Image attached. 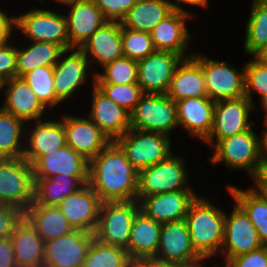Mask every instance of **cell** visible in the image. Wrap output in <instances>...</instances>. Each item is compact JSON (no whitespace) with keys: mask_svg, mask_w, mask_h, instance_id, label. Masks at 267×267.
<instances>
[{"mask_svg":"<svg viewBox=\"0 0 267 267\" xmlns=\"http://www.w3.org/2000/svg\"><path fill=\"white\" fill-rule=\"evenodd\" d=\"M175 103L178 126H182L193 137L205 141L213 128L215 101L209 97H191Z\"/></svg>","mask_w":267,"mask_h":267,"instance_id":"cell-23","label":"cell"},{"mask_svg":"<svg viewBox=\"0 0 267 267\" xmlns=\"http://www.w3.org/2000/svg\"><path fill=\"white\" fill-rule=\"evenodd\" d=\"M264 126H265V129L263 130L262 136H263L265 144L267 145V115L264 117Z\"/></svg>","mask_w":267,"mask_h":267,"instance_id":"cell-53","label":"cell"},{"mask_svg":"<svg viewBox=\"0 0 267 267\" xmlns=\"http://www.w3.org/2000/svg\"><path fill=\"white\" fill-rule=\"evenodd\" d=\"M66 144L87 161L95 158L111 140L88 117L64 116Z\"/></svg>","mask_w":267,"mask_h":267,"instance_id":"cell-18","label":"cell"},{"mask_svg":"<svg viewBox=\"0 0 267 267\" xmlns=\"http://www.w3.org/2000/svg\"><path fill=\"white\" fill-rule=\"evenodd\" d=\"M154 258L185 267H202L204 261L192 246L185 220L162 224L159 247Z\"/></svg>","mask_w":267,"mask_h":267,"instance_id":"cell-11","label":"cell"},{"mask_svg":"<svg viewBox=\"0 0 267 267\" xmlns=\"http://www.w3.org/2000/svg\"><path fill=\"white\" fill-rule=\"evenodd\" d=\"M109 99L114 101L118 106L133 112L136 104L144 94L138 83L131 84H95Z\"/></svg>","mask_w":267,"mask_h":267,"instance_id":"cell-42","label":"cell"},{"mask_svg":"<svg viewBox=\"0 0 267 267\" xmlns=\"http://www.w3.org/2000/svg\"><path fill=\"white\" fill-rule=\"evenodd\" d=\"M261 104H262V107H263V109H264V111H265V115H264V116H266V115H267V97L264 98V99L261 101Z\"/></svg>","mask_w":267,"mask_h":267,"instance_id":"cell-56","label":"cell"},{"mask_svg":"<svg viewBox=\"0 0 267 267\" xmlns=\"http://www.w3.org/2000/svg\"><path fill=\"white\" fill-rule=\"evenodd\" d=\"M34 198L32 165L23 157L0 161V204L14 206L23 212Z\"/></svg>","mask_w":267,"mask_h":267,"instance_id":"cell-4","label":"cell"},{"mask_svg":"<svg viewBox=\"0 0 267 267\" xmlns=\"http://www.w3.org/2000/svg\"><path fill=\"white\" fill-rule=\"evenodd\" d=\"M225 267H267V245L230 259ZM223 266V267H224ZM218 267V266H217Z\"/></svg>","mask_w":267,"mask_h":267,"instance_id":"cell-46","label":"cell"},{"mask_svg":"<svg viewBox=\"0 0 267 267\" xmlns=\"http://www.w3.org/2000/svg\"><path fill=\"white\" fill-rule=\"evenodd\" d=\"M204 72L208 97L212 101L237 99L245 96V66L243 72L227 62L208 59L198 54L192 56Z\"/></svg>","mask_w":267,"mask_h":267,"instance_id":"cell-10","label":"cell"},{"mask_svg":"<svg viewBox=\"0 0 267 267\" xmlns=\"http://www.w3.org/2000/svg\"><path fill=\"white\" fill-rule=\"evenodd\" d=\"M24 217L36 229L44 242L69 234L74 228L58 206L30 204Z\"/></svg>","mask_w":267,"mask_h":267,"instance_id":"cell-33","label":"cell"},{"mask_svg":"<svg viewBox=\"0 0 267 267\" xmlns=\"http://www.w3.org/2000/svg\"><path fill=\"white\" fill-rule=\"evenodd\" d=\"M131 128L170 136L177 122L176 103L162 94H143L130 114Z\"/></svg>","mask_w":267,"mask_h":267,"instance_id":"cell-8","label":"cell"},{"mask_svg":"<svg viewBox=\"0 0 267 267\" xmlns=\"http://www.w3.org/2000/svg\"><path fill=\"white\" fill-rule=\"evenodd\" d=\"M4 80L2 79V78H0V89H2L3 88V86H4Z\"/></svg>","mask_w":267,"mask_h":267,"instance_id":"cell-58","label":"cell"},{"mask_svg":"<svg viewBox=\"0 0 267 267\" xmlns=\"http://www.w3.org/2000/svg\"><path fill=\"white\" fill-rule=\"evenodd\" d=\"M167 95L174 101L208 97L201 65L193 58H185L177 65Z\"/></svg>","mask_w":267,"mask_h":267,"instance_id":"cell-28","label":"cell"},{"mask_svg":"<svg viewBox=\"0 0 267 267\" xmlns=\"http://www.w3.org/2000/svg\"><path fill=\"white\" fill-rule=\"evenodd\" d=\"M79 49L90 63L95 60L101 67L124 57L121 22L107 21Z\"/></svg>","mask_w":267,"mask_h":267,"instance_id":"cell-25","label":"cell"},{"mask_svg":"<svg viewBox=\"0 0 267 267\" xmlns=\"http://www.w3.org/2000/svg\"><path fill=\"white\" fill-rule=\"evenodd\" d=\"M182 59L173 52L155 51L137 61V83L143 93L167 95L174 71Z\"/></svg>","mask_w":267,"mask_h":267,"instance_id":"cell-14","label":"cell"},{"mask_svg":"<svg viewBox=\"0 0 267 267\" xmlns=\"http://www.w3.org/2000/svg\"><path fill=\"white\" fill-rule=\"evenodd\" d=\"M8 89L5 91V102L1 108L23 120H41L46 107L38 99L31 87L20 77H15L4 82Z\"/></svg>","mask_w":267,"mask_h":267,"instance_id":"cell-26","label":"cell"},{"mask_svg":"<svg viewBox=\"0 0 267 267\" xmlns=\"http://www.w3.org/2000/svg\"><path fill=\"white\" fill-rule=\"evenodd\" d=\"M34 178H51L58 174L88 176L89 161L67 144L48 155L39 156L32 164Z\"/></svg>","mask_w":267,"mask_h":267,"instance_id":"cell-22","label":"cell"},{"mask_svg":"<svg viewBox=\"0 0 267 267\" xmlns=\"http://www.w3.org/2000/svg\"><path fill=\"white\" fill-rule=\"evenodd\" d=\"M14 27L29 40L48 42L61 46L64 50L73 49L68 38L65 15L44 9H33L14 17Z\"/></svg>","mask_w":267,"mask_h":267,"instance_id":"cell-9","label":"cell"},{"mask_svg":"<svg viewBox=\"0 0 267 267\" xmlns=\"http://www.w3.org/2000/svg\"><path fill=\"white\" fill-rule=\"evenodd\" d=\"M115 142L138 171L164 161L172 154L170 136L161 133L131 128Z\"/></svg>","mask_w":267,"mask_h":267,"instance_id":"cell-6","label":"cell"},{"mask_svg":"<svg viewBox=\"0 0 267 267\" xmlns=\"http://www.w3.org/2000/svg\"><path fill=\"white\" fill-rule=\"evenodd\" d=\"M93 77L92 106L88 117L111 141H115L131 129L130 113L101 92L95 86V74Z\"/></svg>","mask_w":267,"mask_h":267,"instance_id":"cell-19","label":"cell"},{"mask_svg":"<svg viewBox=\"0 0 267 267\" xmlns=\"http://www.w3.org/2000/svg\"><path fill=\"white\" fill-rule=\"evenodd\" d=\"M0 267H17L10 238L0 239Z\"/></svg>","mask_w":267,"mask_h":267,"instance_id":"cell-48","label":"cell"},{"mask_svg":"<svg viewBox=\"0 0 267 267\" xmlns=\"http://www.w3.org/2000/svg\"><path fill=\"white\" fill-rule=\"evenodd\" d=\"M246 24L244 51L258 56L267 46V4L252 1Z\"/></svg>","mask_w":267,"mask_h":267,"instance_id":"cell-36","label":"cell"},{"mask_svg":"<svg viewBox=\"0 0 267 267\" xmlns=\"http://www.w3.org/2000/svg\"><path fill=\"white\" fill-rule=\"evenodd\" d=\"M138 177L139 171L115 141L89 161L88 185L102 203L136 200Z\"/></svg>","mask_w":267,"mask_h":267,"instance_id":"cell-1","label":"cell"},{"mask_svg":"<svg viewBox=\"0 0 267 267\" xmlns=\"http://www.w3.org/2000/svg\"><path fill=\"white\" fill-rule=\"evenodd\" d=\"M175 3L189 4L193 6L207 7L208 0H177Z\"/></svg>","mask_w":267,"mask_h":267,"instance_id":"cell-52","label":"cell"},{"mask_svg":"<svg viewBox=\"0 0 267 267\" xmlns=\"http://www.w3.org/2000/svg\"><path fill=\"white\" fill-rule=\"evenodd\" d=\"M17 267H43L45 242L23 217L10 237Z\"/></svg>","mask_w":267,"mask_h":267,"instance_id":"cell-29","label":"cell"},{"mask_svg":"<svg viewBox=\"0 0 267 267\" xmlns=\"http://www.w3.org/2000/svg\"><path fill=\"white\" fill-rule=\"evenodd\" d=\"M39 1H44V0H39ZM55 1L66 5V4H68V3H70V2H72L74 0H55Z\"/></svg>","mask_w":267,"mask_h":267,"instance_id":"cell-57","label":"cell"},{"mask_svg":"<svg viewBox=\"0 0 267 267\" xmlns=\"http://www.w3.org/2000/svg\"><path fill=\"white\" fill-rule=\"evenodd\" d=\"M24 212L14 206L0 204V239L10 238Z\"/></svg>","mask_w":267,"mask_h":267,"instance_id":"cell-45","label":"cell"},{"mask_svg":"<svg viewBox=\"0 0 267 267\" xmlns=\"http://www.w3.org/2000/svg\"><path fill=\"white\" fill-rule=\"evenodd\" d=\"M253 1L267 4V0H253Z\"/></svg>","mask_w":267,"mask_h":267,"instance_id":"cell-59","label":"cell"},{"mask_svg":"<svg viewBox=\"0 0 267 267\" xmlns=\"http://www.w3.org/2000/svg\"><path fill=\"white\" fill-rule=\"evenodd\" d=\"M37 95L45 107L60 104L54 91V67L40 66L21 77Z\"/></svg>","mask_w":267,"mask_h":267,"instance_id":"cell-39","label":"cell"},{"mask_svg":"<svg viewBox=\"0 0 267 267\" xmlns=\"http://www.w3.org/2000/svg\"><path fill=\"white\" fill-rule=\"evenodd\" d=\"M68 52L71 54L67 55ZM89 66L88 58L79 48L68 49L61 54L60 61L54 66L53 78L55 95L60 102L73 95L85 83Z\"/></svg>","mask_w":267,"mask_h":267,"instance_id":"cell-21","label":"cell"},{"mask_svg":"<svg viewBox=\"0 0 267 267\" xmlns=\"http://www.w3.org/2000/svg\"><path fill=\"white\" fill-rule=\"evenodd\" d=\"M193 16L184 9H175L169 16L159 22L150 32L156 51L173 52L183 59L192 57L193 53L189 56L184 54L191 38V34L186 27V20Z\"/></svg>","mask_w":267,"mask_h":267,"instance_id":"cell-20","label":"cell"},{"mask_svg":"<svg viewBox=\"0 0 267 267\" xmlns=\"http://www.w3.org/2000/svg\"><path fill=\"white\" fill-rule=\"evenodd\" d=\"M131 259L124 248L93 239L83 267H129Z\"/></svg>","mask_w":267,"mask_h":267,"instance_id":"cell-38","label":"cell"},{"mask_svg":"<svg viewBox=\"0 0 267 267\" xmlns=\"http://www.w3.org/2000/svg\"><path fill=\"white\" fill-rule=\"evenodd\" d=\"M101 203L99 196L87 183L63 199L58 208L74 229L94 233L99 222Z\"/></svg>","mask_w":267,"mask_h":267,"instance_id":"cell-16","label":"cell"},{"mask_svg":"<svg viewBox=\"0 0 267 267\" xmlns=\"http://www.w3.org/2000/svg\"><path fill=\"white\" fill-rule=\"evenodd\" d=\"M129 267H185V266L159 261L155 258H140L131 260Z\"/></svg>","mask_w":267,"mask_h":267,"instance_id":"cell-50","label":"cell"},{"mask_svg":"<svg viewBox=\"0 0 267 267\" xmlns=\"http://www.w3.org/2000/svg\"><path fill=\"white\" fill-rule=\"evenodd\" d=\"M63 121L37 120L35 128L28 133L30 136L23 142V158L32 164L39 156L48 155L66 145ZM27 144V145H26Z\"/></svg>","mask_w":267,"mask_h":267,"instance_id":"cell-27","label":"cell"},{"mask_svg":"<svg viewBox=\"0 0 267 267\" xmlns=\"http://www.w3.org/2000/svg\"><path fill=\"white\" fill-rule=\"evenodd\" d=\"M139 211L137 200L101 203L95 239L126 249L134 218Z\"/></svg>","mask_w":267,"mask_h":267,"instance_id":"cell-5","label":"cell"},{"mask_svg":"<svg viewBox=\"0 0 267 267\" xmlns=\"http://www.w3.org/2000/svg\"><path fill=\"white\" fill-rule=\"evenodd\" d=\"M124 57L135 61L144 59L156 51L149 32L133 31L121 25Z\"/></svg>","mask_w":267,"mask_h":267,"instance_id":"cell-41","label":"cell"},{"mask_svg":"<svg viewBox=\"0 0 267 267\" xmlns=\"http://www.w3.org/2000/svg\"><path fill=\"white\" fill-rule=\"evenodd\" d=\"M258 189L257 191L264 197V199L267 201V188H255Z\"/></svg>","mask_w":267,"mask_h":267,"instance_id":"cell-55","label":"cell"},{"mask_svg":"<svg viewBox=\"0 0 267 267\" xmlns=\"http://www.w3.org/2000/svg\"><path fill=\"white\" fill-rule=\"evenodd\" d=\"M214 149L213 156L209 158L211 163L216 165L222 161L230 168L247 170L252 179L257 177L267 152L263 136H258L252 127L218 141Z\"/></svg>","mask_w":267,"mask_h":267,"instance_id":"cell-3","label":"cell"},{"mask_svg":"<svg viewBox=\"0 0 267 267\" xmlns=\"http://www.w3.org/2000/svg\"><path fill=\"white\" fill-rule=\"evenodd\" d=\"M67 5L68 38L73 48H80L107 20L93 0H74Z\"/></svg>","mask_w":267,"mask_h":267,"instance_id":"cell-24","label":"cell"},{"mask_svg":"<svg viewBox=\"0 0 267 267\" xmlns=\"http://www.w3.org/2000/svg\"><path fill=\"white\" fill-rule=\"evenodd\" d=\"M245 65V96L253 103L252 93L257 92L261 101L267 97V62L258 56Z\"/></svg>","mask_w":267,"mask_h":267,"instance_id":"cell-43","label":"cell"},{"mask_svg":"<svg viewBox=\"0 0 267 267\" xmlns=\"http://www.w3.org/2000/svg\"><path fill=\"white\" fill-rule=\"evenodd\" d=\"M94 233L74 229L45 242L43 267H83Z\"/></svg>","mask_w":267,"mask_h":267,"instance_id":"cell-13","label":"cell"},{"mask_svg":"<svg viewBox=\"0 0 267 267\" xmlns=\"http://www.w3.org/2000/svg\"><path fill=\"white\" fill-rule=\"evenodd\" d=\"M175 9L183 8L170 0H138L121 21V25L133 31L150 33Z\"/></svg>","mask_w":267,"mask_h":267,"instance_id":"cell-30","label":"cell"},{"mask_svg":"<svg viewBox=\"0 0 267 267\" xmlns=\"http://www.w3.org/2000/svg\"><path fill=\"white\" fill-rule=\"evenodd\" d=\"M258 57L267 62V46L261 51Z\"/></svg>","mask_w":267,"mask_h":267,"instance_id":"cell-54","label":"cell"},{"mask_svg":"<svg viewBox=\"0 0 267 267\" xmlns=\"http://www.w3.org/2000/svg\"><path fill=\"white\" fill-rule=\"evenodd\" d=\"M254 108H256L254 103L246 96L216 101L213 128L204 142L213 147L214 144L222 139L249 130L252 127L248 121L249 114Z\"/></svg>","mask_w":267,"mask_h":267,"instance_id":"cell-12","label":"cell"},{"mask_svg":"<svg viewBox=\"0 0 267 267\" xmlns=\"http://www.w3.org/2000/svg\"><path fill=\"white\" fill-rule=\"evenodd\" d=\"M17 77L16 47L8 41L0 44V78L4 81Z\"/></svg>","mask_w":267,"mask_h":267,"instance_id":"cell-47","label":"cell"},{"mask_svg":"<svg viewBox=\"0 0 267 267\" xmlns=\"http://www.w3.org/2000/svg\"><path fill=\"white\" fill-rule=\"evenodd\" d=\"M88 183V176L58 174L51 178H34V198L31 204L58 206L63 199Z\"/></svg>","mask_w":267,"mask_h":267,"instance_id":"cell-32","label":"cell"},{"mask_svg":"<svg viewBox=\"0 0 267 267\" xmlns=\"http://www.w3.org/2000/svg\"><path fill=\"white\" fill-rule=\"evenodd\" d=\"M24 123L0 108V156L3 158L23 157L24 144L21 139L24 138L22 131L26 130Z\"/></svg>","mask_w":267,"mask_h":267,"instance_id":"cell-37","label":"cell"},{"mask_svg":"<svg viewBox=\"0 0 267 267\" xmlns=\"http://www.w3.org/2000/svg\"><path fill=\"white\" fill-rule=\"evenodd\" d=\"M104 18L110 22H121L138 0H93Z\"/></svg>","mask_w":267,"mask_h":267,"instance_id":"cell-44","label":"cell"},{"mask_svg":"<svg viewBox=\"0 0 267 267\" xmlns=\"http://www.w3.org/2000/svg\"><path fill=\"white\" fill-rule=\"evenodd\" d=\"M14 17L7 16L0 10V44L7 42L12 35L14 27Z\"/></svg>","mask_w":267,"mask_h":267,"instance_id":"cell-49","label":"cell"},{"mask_svg":"<svg viewBox=\"0 0 267 267\" xmlns=\"http://www.w3.org/2000/svg\"><path fill=\"white\" fill-rule=\"evenodd\" d=\"M172 153L166 160L141 169L138 177L136 200L155 194L192 190L187 187L189 180L183 158Z\"/></svg>","mask_w":267,"mask_h":267,"instance_id":"cell-7","label":"cell"},{"mask_svg":"<svg viewBox=\"0 0 267 267\" xmlns=\"http://www.w3.org/2000/svg\"><path fill=\"white\" fill-rule=\"evenodd\" d=\"M233 207L232 213L229 216L226 214L225 217L224 238L220 251L226 257L225 264L236 256L264 246L245 212L236 203Z\"/></svg>","mask_w":267,"mask_h":267,"instance_id":"cell-15","label":"cell"},{"mask_svg":"<svg viewBox=\"0 0 267 267\" xmlns=\"http://www.w3.org/2000/svg\"><path fill=\"white\" fill-rule=\"evenodd\" d=\"M254 181V188H267V152L261 164L260 171Z\"/></svg>","mask_w":267,"mask_h":267,"instance_id":"cell-51","label":"cell"},{"mask_svg":"<svg viewBox=\"0 0 267 267\" xmlns=\"http://www.w3.org/2000/svg\"><path fill=\"white\" fill-rule=\"evenodd\" d=\"M197 196L192 190H181L143 197L140 211L161 224L182 221Z\"/></svg>","mask_w":267,"mask_h":267,"instance_id":"cell-17","label":"cell"},{"mask_svg":"<svg viewBox=\"0 0 267 267\" xmlns=\"http://www.w3.org/2000/svg\"><path fill=\"white\" fill-rule=\"evenodd\" d=\"M161 223L155 222L139 211L133 221L128 246L125 249L131 260L154 258L161 233Z\"/></svg>","mask_w":267,"mask_h":267,"instance_id":"cell-31","label":"cell"},{"mask_svg":"<svg viewBox=\"0 0 267 267\" xmlns=\"http://www.w3.org/2000/svg\"><path fill=\"white\" fill-rule=\"evenodd\" d=\"M228 190L254 225L260 241L267 245V201L255 188L245 191L230 186Z\"/></svg>","mask_w":267,"mask_h":267,"instance_id":"cell-35","label":"cell"},{"mask_svg":"<svg viewBox=\"0 0 267 267\" xmlns=\"http://www.w3.org/2000/svg\"><path fill=\"white\" fill-rule=\"evenodd\" d=\"M27 48L16 47V73L17 77L32 71L40 66L54 67L61 54L65 51L61 46L48 42H36Z\"/></svg>","mask_w":267,"mask_h":267,"instance_id":"cell-34","label":"cell"},{"mask_svg":"<svg viewBox=\"0 0 267 267\" xmlns=\"http://www.w3.org/2000/svg\"><path fill=\"white\" fill-rule=\"evenodd\" d=\"M226 213L197 196L185 217L192 246L205 261L221 251Z\"/></svg>","mask_w":267,"mask_h":267,"instance_id":"cell-2","label":"cell"},{"mask_svg":"<svg viewBox=\"0 0 267 267\" xmlns=\"http://www.w3.org/2000/svg\"><path fill=\"white\" fill-rule=\"evenodd\" d=\"M104 73H95V84H131L138 82L137 61L127 57L116 59L102 67Z\"/></svg>","mask_w":267,"mask_h":267,"instance_id":"cell-40","label":"cell"}]
</instances>
